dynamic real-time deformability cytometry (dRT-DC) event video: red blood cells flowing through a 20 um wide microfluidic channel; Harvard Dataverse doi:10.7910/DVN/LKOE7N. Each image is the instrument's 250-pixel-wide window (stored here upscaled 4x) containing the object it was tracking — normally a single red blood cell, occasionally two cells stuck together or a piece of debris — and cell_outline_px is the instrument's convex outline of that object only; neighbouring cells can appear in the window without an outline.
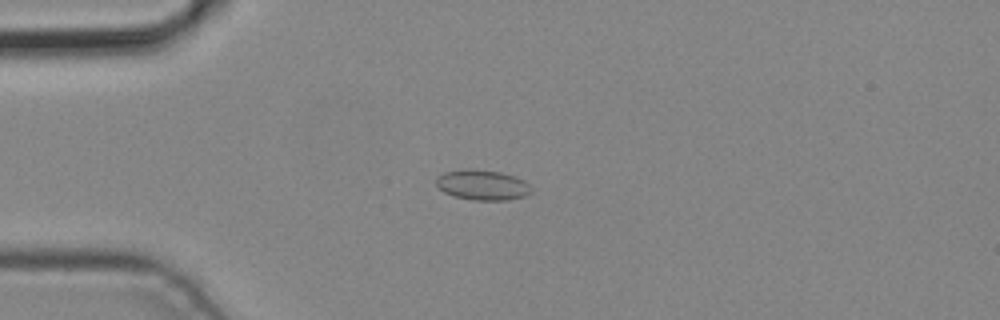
{"species": "common noctule bat (a hibernating species)", "species_latin": "Nyctalus noctula", "temperature_condition": "cold", "stored_images_in_passage": 2, "camera_frame_rate_fps": 3000, "um_per_image_px": 0.085, "animal": {"sex": "male", "body_mass_g": 19.2, "forearm_length_mm": 51.8}, "frame": {"image": 1, "passage_image": 2, "time_ms": 0.333, "image_size_px": [1000, 320], "cell_outline_px": [[532, 192], [524, 196], [508, 200], [472, 200], [452, 196], [444, 192], [436, 184], [436, 180], [444, 172], [464, 168], [472, 168], [500, 172], [516, 176], [524, 180], [528, 184]], "centroid_in_image_um": [41.0, 15.71], "position_along_channel_um": 44.0, "area_um2": 16.88}}